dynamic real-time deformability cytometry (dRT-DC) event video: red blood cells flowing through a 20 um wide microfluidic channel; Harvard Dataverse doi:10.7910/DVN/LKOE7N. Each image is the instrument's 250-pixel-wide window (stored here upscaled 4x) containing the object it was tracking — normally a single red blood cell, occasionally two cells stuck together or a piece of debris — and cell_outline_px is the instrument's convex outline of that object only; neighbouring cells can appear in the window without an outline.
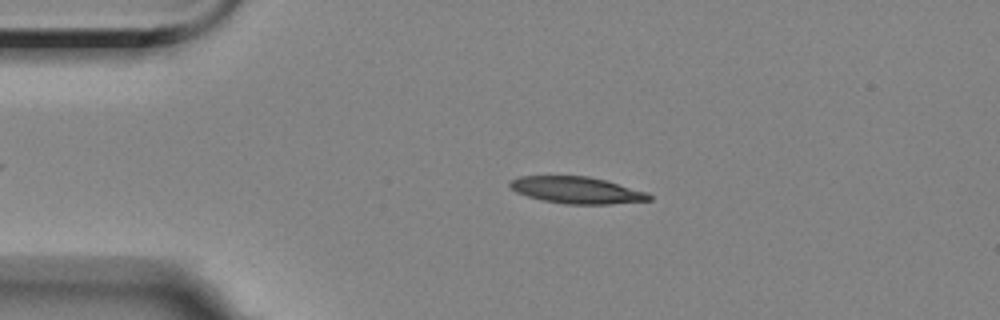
{"species": "Egyptian fruit bat (a non-hibernating species)", "species_latin": "Rousettus aegyptiacus", "temperature_condition": "room temperature", "stored_images_in_passage": 4, "camera_frame_rate_fps": 3000, "um_per_image_px": 0.085, "animal": {"sex": "female"}, "frame": {"image": 1, "passage_image": 3, "time_ms": 2.333, "image_size_px": [1000, 320], "cell_outline_px": [[652, 200], [608, 204], [564, 204], [544, 200], [528, 196], [516, 192], [508, 184], [508, 180], [520, 176], [588, 176], [608, 180], [648, 192], [652, 196]], "centroid_in_image_um": [49.05, 16.15], "position_along_channel_um": 35.9, "area_um2": 21.85}}